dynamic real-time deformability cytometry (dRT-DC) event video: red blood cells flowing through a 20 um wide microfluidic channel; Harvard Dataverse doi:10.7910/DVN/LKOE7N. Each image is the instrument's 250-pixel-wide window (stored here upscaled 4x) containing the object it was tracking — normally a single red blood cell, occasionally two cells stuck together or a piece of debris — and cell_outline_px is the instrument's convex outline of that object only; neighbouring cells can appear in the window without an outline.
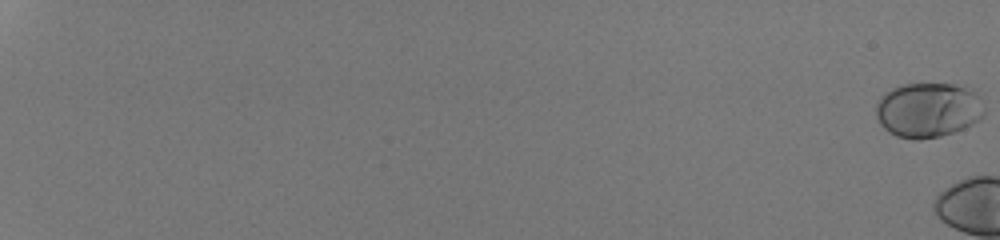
{"species": "human", "species_latin": "Homo sapiens", "temperature_condition": "room temperature", "stored_images_in_passage": 8, "camera_frame_rate_fps": 3000, "um_per_image_px": 0.085, "donor": {"sex": "male"}, "frame": {"image": 1, "passage_image": 1, "time_ms": 0.0, "image_size_px": [1000, 240], "cell_outline_px": [[984, 116], [972, 124], [964, 128], [940, 136], [920, 140], [916, 140], [896, 136], [888, 132], [880, 124], [876, 116], [876, 104], [880, 96], [884, 92], [892, 88], [904, 84], [964, 84], [976, 88], [980, 96], [984, 112]], "centroid_in_image_um": [78.92, 9.33], "position_along_channel_um": 6.1, "area_um2": 35.32}}